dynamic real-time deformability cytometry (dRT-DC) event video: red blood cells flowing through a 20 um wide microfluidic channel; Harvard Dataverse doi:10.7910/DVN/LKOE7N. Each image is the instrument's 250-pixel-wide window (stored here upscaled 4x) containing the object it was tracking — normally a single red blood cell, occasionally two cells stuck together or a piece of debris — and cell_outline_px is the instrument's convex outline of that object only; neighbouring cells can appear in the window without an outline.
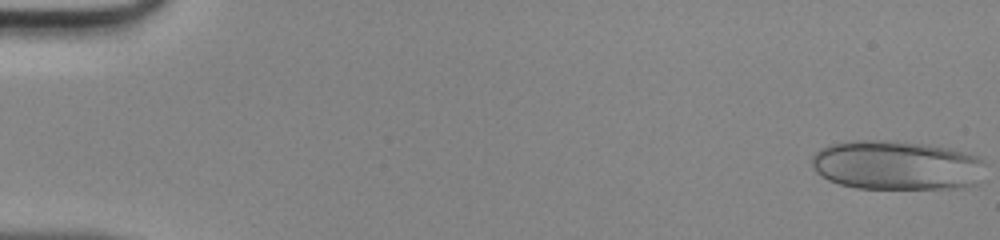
{"species": "human", "species_latin": "Homo sapiens", "temperature_condition": "room temperature", "stored_images_in_passage": 47, "camera_frame_rate_fps": 3000, "um_per_image_px": 0.085, "donor": {"sex": "male"}, "frame": {"image": 1, "passage_image": 1, "time_ms": 0.0, "image_size_px": [1000, 240], "cell_outline_px": [[984, 160], [976, 184], [952, 188], [856, 188], [840, 184], [828, 180], [816, 172], [812, 164], [812, 156], [816, 152], [832, 144], [856, 140], [896, 140], [924, 144], [948, 148], [976, 156]], "centroid_in_image_um": [76.17, 14.04], "position_along_channel_um": 8.8, "area_um2": 49.42}}
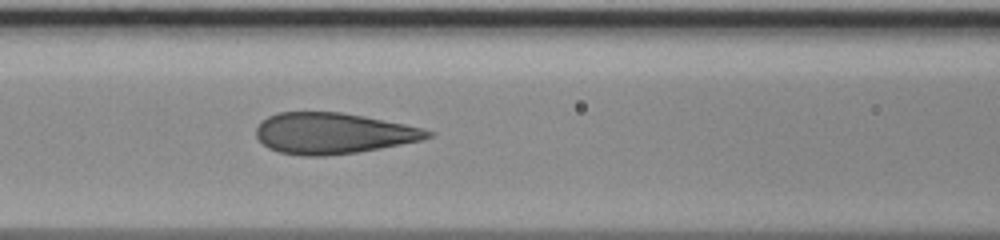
{"frame": {"image": 2, "passage_image": 21, "time_ms": 6.667, "image_size_px": [1000, 240], "cell_outline_px": [[436, 132], [432, 136], [420, 140], [380, 148], [356, 152], [324, 156], [304, 156], [280, 152], [268, 148], [256, 136], [256, 128], [268, 116], [280, 112], [340, 112], [364, 116], [404, 124]], "centroid_in_image_um": [28.3, 11.33], "position_along_channel_um": 138.3, "area_um2": 40.58}}
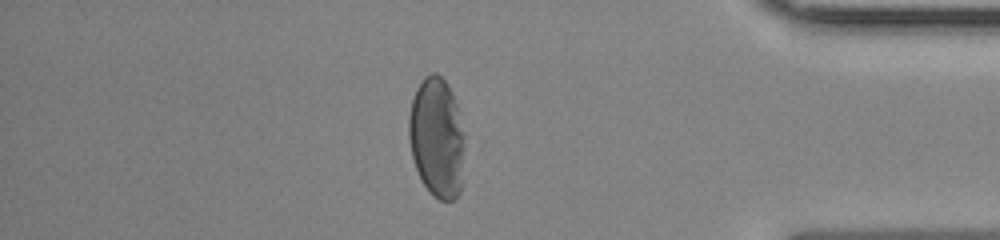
{"frame": {"image": 3, "passage_image": 41, "time_ms": 13.333, "image_size_px": [1000, 240], "cell_outline_px": [[464, 148], [460, 192], [452, 200], [440, 200], [432, 196], [428, 192], [416, 168], [412, 156], [408, 136], [408, 120], [412, 100], [416, 88], [424, 76], [432, 72], [436, 72], [448, 84], [452, 92], [456, 104], [464, 132]], "centroid_in_image_um": [37.12, 11.68], "position_along_channel_um": 398.1, "area_um2": 39.19}}